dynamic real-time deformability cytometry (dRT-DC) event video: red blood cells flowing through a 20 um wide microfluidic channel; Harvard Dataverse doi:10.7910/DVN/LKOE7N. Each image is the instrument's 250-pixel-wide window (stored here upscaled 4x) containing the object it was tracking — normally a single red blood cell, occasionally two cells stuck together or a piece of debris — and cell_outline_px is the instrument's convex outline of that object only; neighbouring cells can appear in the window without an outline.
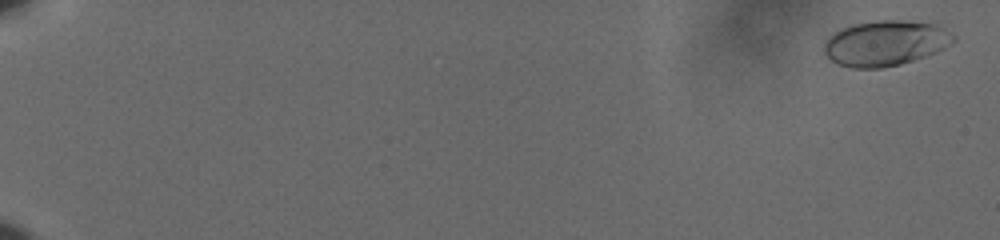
{"species": "human", "species_latin": "Homo sapiens", "temperature_condition": "cold", "stored_images_in_passage": 61, "camera_frame_rate_fps": 3000, "um_per_image_px": 0.085, "donor": {"sex": "male"}, "frame": {"image": 1, "passage_image": 2, "time_ms": 0.333, "image_size_px": [1000, 240], "cell_outline_px": [[956, 40], [944, 48], [936, 52], [900, 64], [880, 68], [852, 68], [836, 64], [824, 52], [824, 44], [840, 28], [852, 24], [880, 20], [900, 20], [936, 24], [956, 36]], "centroid_in_image_um": [75.27, 3.67], "position_along_channel_um": 9.7, "area_um2": 33.93}}
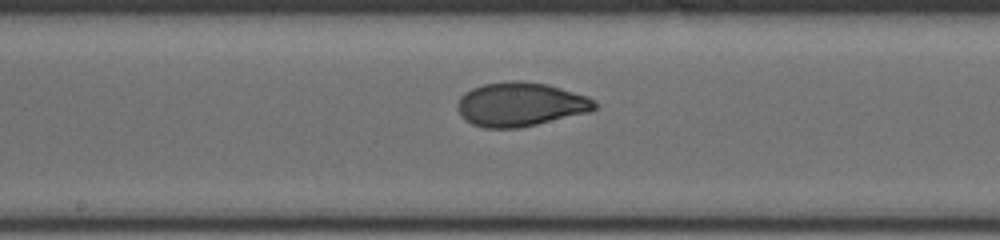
{"frame": {"image": 2, "passage_image": 36, "time_ms": 11.667, "image_size_px": [1000, 240], "cell_outline_px": [[596, 108], [588, 112], [520, 128], [484, 128], [472, 124], [464, 120], [460, 116], [456, 108], [456, 104], [460, 96], [464, 92], [472, 88], [484, 84], [512, 80], [516, 80], [544, 84], [560, 88], [588, 96], [596, 104]], "centroid_in_image_um": [44.16, 8.88], "position_along_channel_um": 204.0, "area_um2": 35.14}}
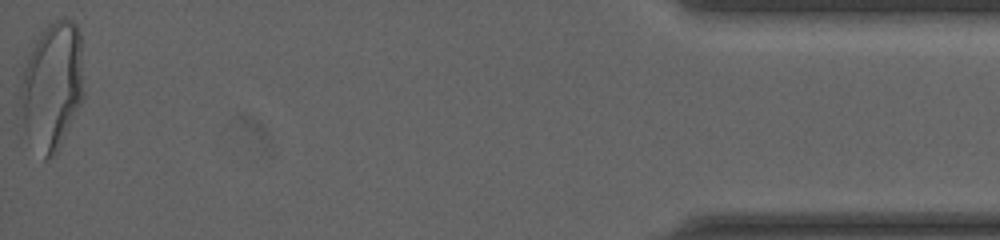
{"frame": {"image": 3, "passage_image": 61, "time_ms": 20.0, "image_size_px": [1000, 240], "cell_outline_px": [[84, 96], [56, 152], [48, 160], [44, 160], [28, 136], [16, 112], [20, 84], [28, 52], [40, 32], [48, 24], [64, 16], [72, 20], [76, 24], [80, 32], [84, 92]], "centroid_in_image_um": [4.39, 7.27], "position_along_channel_um": 430.8, "area_um2": 47.97}, "authors_computed_cell_mechanics": {"area_um2": 34.2754, "velocity_mm_per_s": 3.6185, "shape_relaxation_time_tau1_ms": 5.5861, "shape_relaxation_time_tau2_ms": null, "deformation_change_tau1": 0.1941, "deformation_change_tau2": null}}